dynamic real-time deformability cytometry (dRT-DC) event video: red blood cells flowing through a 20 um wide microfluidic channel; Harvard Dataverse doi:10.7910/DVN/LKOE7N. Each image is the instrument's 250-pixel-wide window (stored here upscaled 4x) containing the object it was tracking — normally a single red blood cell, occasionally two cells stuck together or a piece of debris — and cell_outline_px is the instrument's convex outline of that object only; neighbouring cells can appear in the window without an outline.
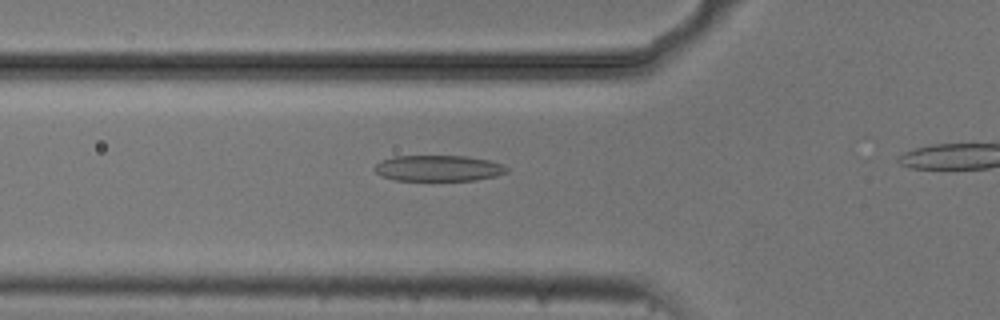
{"species": "common noctule bat (a hibernating species)", "species_latin": "Nyctalus noctula", "temperature_condition": "cold", "stored_images_in_passage": 26, "camera_frame_rate_fps": 3000, "um_per_image_px": 0.085, "animal": {"sex": "male", "body_mass_g": 20.5, "forearm_length_mm": 52.5}, "frame": {"image": 1, "passage_image": 11, "time_ms": 3.333, "image_size_px": [1000, 320], "cell_outline_px": [[508, 172], [496, 176], [476, 180], [396, 180], [380, 176], [372, 168], [380, 160], [392, 156], [468, 156], [488, 160], [500, 164], [508, 168]], "centroid_in_image_um": [37.22, 14.29], "position_along_channel_um": 88.6, "area_um2": 20.06}}
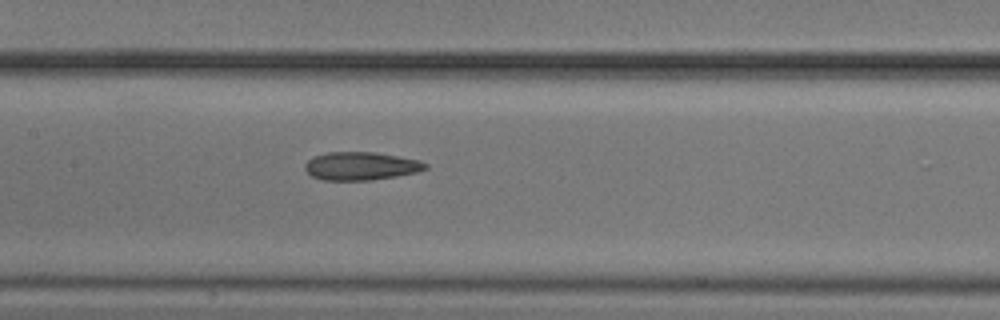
{"frame": {"image": 2, "passage_image": 18, "time_ms": 5.667, "image_size_px": [1000, 320], "cell_outline_px": [[428, 168], [416, 172], [396, 176], [372, 180], [320, 180], [312, 176], [304, 168], [304, 164], [312, 156], [328, 152], [376, 152], [420, 160], [428, 164]], "centroid_in_image_um": [30.66, 14.11], "position_along_channel_um": 176.7, "area_um2": 19.88}}
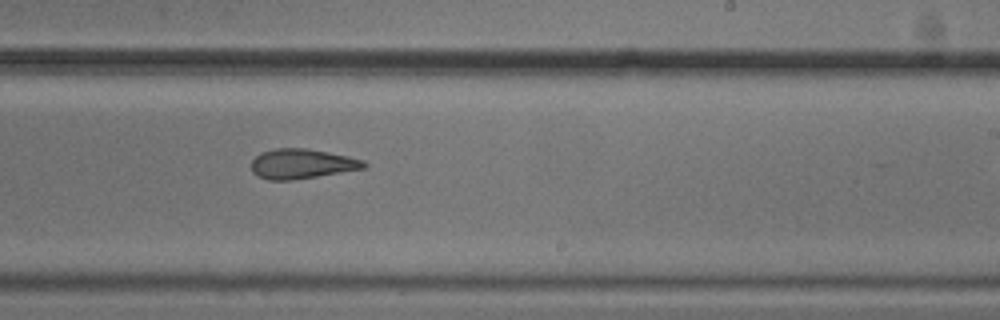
{"frame": {"image": 3, "passage_image": 25, "time_ms": 8.0, "image_size_px": [1000, 320], "cell_outline_px": [[368, 164], [364, 168], [292, 180], [268, 180], [252, 172], [252, 160], [260, 152], [276, 148], [308, 148], [348, 156], [364, 160]], "centroid_in_image_um": [25.64, 13.91], "position_along_channel_um": 263.4, "area_um2": 19.42}}